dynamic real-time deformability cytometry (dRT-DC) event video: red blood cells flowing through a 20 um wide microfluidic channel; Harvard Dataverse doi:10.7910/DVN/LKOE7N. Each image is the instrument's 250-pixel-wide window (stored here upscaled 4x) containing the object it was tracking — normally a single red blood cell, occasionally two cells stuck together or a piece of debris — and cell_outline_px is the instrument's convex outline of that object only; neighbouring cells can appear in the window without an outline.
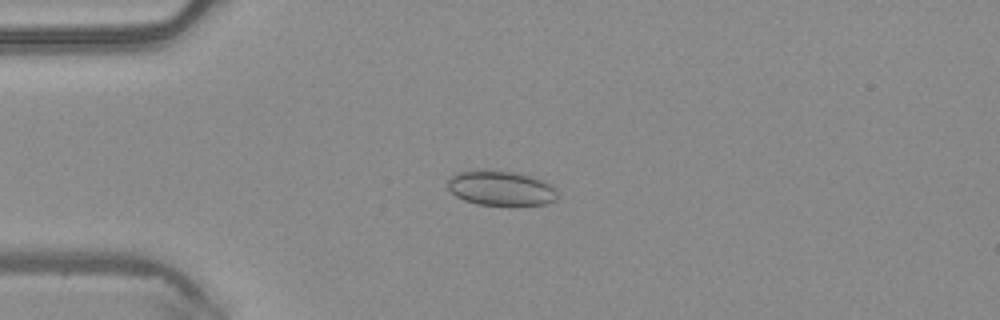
{"species": "common noctule bat (a hibernating species)", "species_latin": "Nyctalus noctula", "temperature_condition": "warm", "stored_images_in_passage": 39, "camera_frame_rate_fps": 3000, "um_per_image_px": 0.085, "animal": {"sex": "male", "body_mass_g": 20.4}, "frame": {"image": 1, "passage_image": 3, "time_ms": 0.667, "image_size_px": [1000, 320], "cell_outline_px": [[556, 200], [544, 204], [476, 204], [464, 200], [456, 196], [448, 188], [448, 176], [456, 172], [476, 168], [488, 168], [516, 172], [532, 176], [544, 180], [556, 192]], "centroid_in_image_um": [42.48, 15.93], "position_along_channel_um": 42.5, "area_um2": 22.54}}
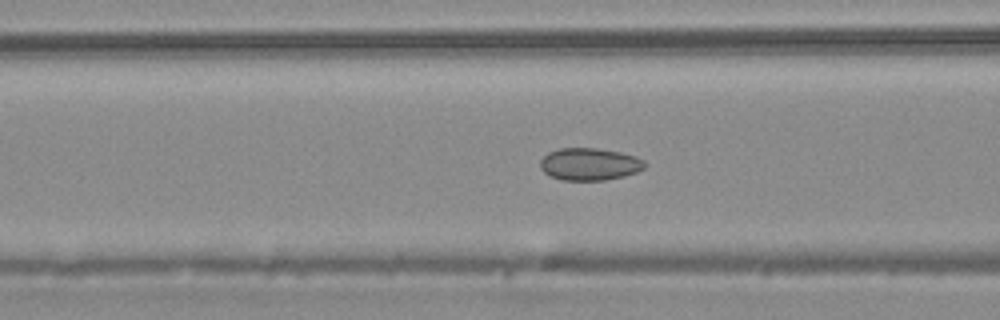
{"frame": {"image": 2, "passage_image": 10, "time_ms": 3.0, "image_size_px": [1000, 320], "cell_outline_px": [[644, 168], [636, 172], [624, 176], [604, 180], [564, 180], [552, 176], [544, 172], [540, 168], [540, 160], [548, 152], [560, 148], [596, 148], [620, 152], [636, 156], [644, 160]], "centroid_in_image_um": [50.1, 13.94], "position_along_channel_um": 116.5, "area_um2": 19.59}}
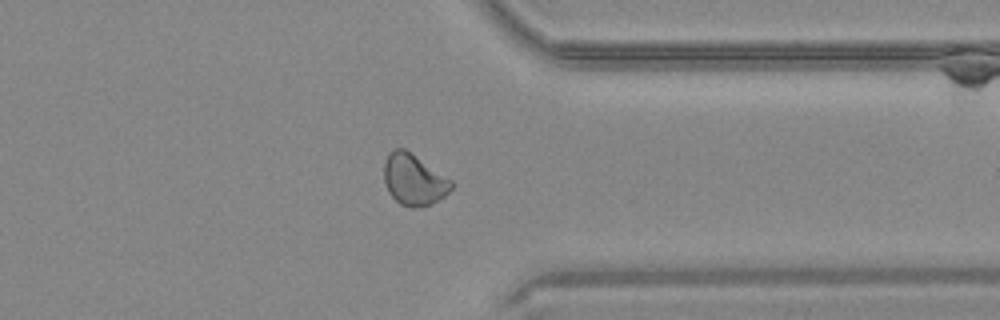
{"frame": {"image": 3, "passage_image": 29, "time_ms": 9.333, "image_size_px": [1000, 320], "cell_outline_px": [[452, 188], [444, 196], [424, 208], [412, 208], [400, 204], [388, 192], [384, 180], [384, 164], [388, 152], [396, 148], [404, 148], [452, 180]], "centroid_in_image_um": [35.16, 15.29], "position_along_channel_um": 376.2, "area_um2": 20.06}, "authors_computed_cell_mechanics": {"area_um2": 19.8254, "velocity_mm_per_s": 4.1545, "shape_relaxation_time_tau1_ms": null, "shape_relaxation_time_tau2_ms": 2.8185, "deformation_change_tau1": null, "deformation_change_tau2": 0.0722}}